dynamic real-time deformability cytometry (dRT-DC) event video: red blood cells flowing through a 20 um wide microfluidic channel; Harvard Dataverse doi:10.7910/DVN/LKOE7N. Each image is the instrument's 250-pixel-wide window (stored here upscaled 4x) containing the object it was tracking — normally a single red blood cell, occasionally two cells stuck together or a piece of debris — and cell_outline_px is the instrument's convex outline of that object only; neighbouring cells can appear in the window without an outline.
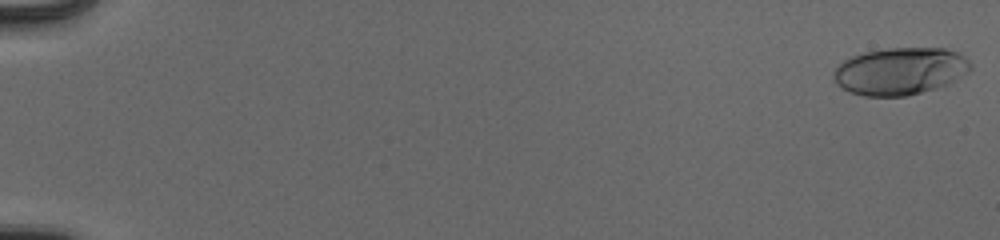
{"species": "human", "species_latin": "Homo sapiens", "temperature_condition": "cold", "stored_images_in_passage": 54, "camera_frame_rate_fps": 3000, "um_per_image_px": 0.085, "donor": {"sex": "male"}, "frame": {"image": 1, "passage_image": 1, "time_ms": 0.0, "image_size_px": [1000, 240], "cell_outline_px": [[972, 68], [968, 72], [956, 80], [948, 84], [936, 88], [908, 96], [864, 96], [852, 92], [836, 84], [832, 76], [832, 72], [844, 60], [852, 56], [864, 52], [888, 48], [944, 48], [960, 52], [972, 64]], "centroid_in_image_um": [76.54, 6.04], "position_along_channel_um": 8.5, "area_um2": 37.92}}
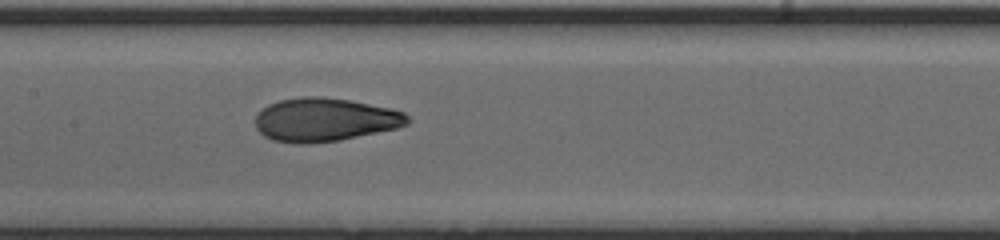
{"frame": {"image": 2, "passage_image": 29, "time_ms": 9.333, "image_size_px": [1000, 240], "cell_outline_px": [[412, 120], [408, 124], [396, 128], [340, 140], [300, 144], [272, 140], [264, 136], [256, 128], [256, 116], [268, 104], [280, 100], [304, 96], [324, 96], [352, 100], [392, 108], [404, 112]], "centroid_in_image_um": [27.64, 10.16], "position_along_channel_um": 179.8, "area_um2": 38.67}}
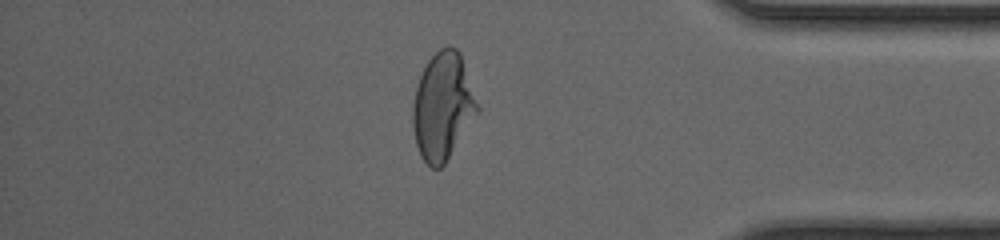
{"frame": {"image": 3, "passage_image": 47, "time_ms": 15.333, "image_size_px": [1000, 240], "cell_outline_px": [[480, 112], [444, 164], [440, 168], [432, 168], [420, 156], [416, 144], [412, 124], [412, 108], [416, 88], [420, 76], [428, 60], [440, 48], [456, 48], [460, 52], [480, 108]], "centroid_in_image_um": [37.65, 9.06], "position_along_channel_um": 397.6, "area_um2": 40.29}, "authors_computed_cell_mechanics": {"area_um2": 37.9746, "velocity_mm_per_s": 3.9781, "shape_relaxation_time_tau1_ms": 4.8577, "shape_relaxation_time_tau2_ms": 0.6893, "deformation_change_tau1": 0.2196, "deformation_change_tau2": 0.0599}}